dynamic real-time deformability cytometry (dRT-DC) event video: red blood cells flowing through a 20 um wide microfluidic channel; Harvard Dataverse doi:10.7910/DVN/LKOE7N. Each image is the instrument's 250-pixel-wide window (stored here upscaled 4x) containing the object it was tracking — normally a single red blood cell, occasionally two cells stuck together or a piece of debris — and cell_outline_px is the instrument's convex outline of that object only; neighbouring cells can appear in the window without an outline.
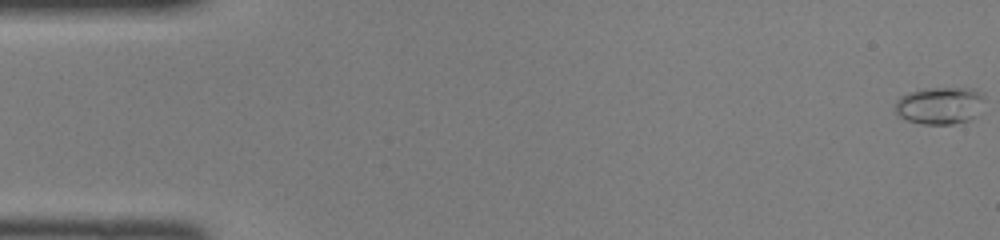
{"species": "common noctule bat (a hibernating species)", "species_latin": "Nyctalus noctula", "temperature_condition": "room temperature", "stored_images_in_passage": 47, "camera_frame_rate_fps": 3000, "um_per_image_px": 0.085, "animal": {"sex": "female", "body_mass_g": 22.0, "forearm_length_mm": 56.7}, "frame": {"image": 1, "passage_image": 1, "time_ms": 0.0, "image_size_px": [1000, 240], "cell_outline_px": [[984, 112], [968, 120], [952, 124], [920, 124], [908, 120], [900, 116], [896, 112], [896, 100], [900, 96], [908, 92], [920, 88], [976, 88], [984, 92]], "centroid_in_image_um": [79.96, 8.95], "position_along_channel_um": 5.0, "area_um2": 20.0}}
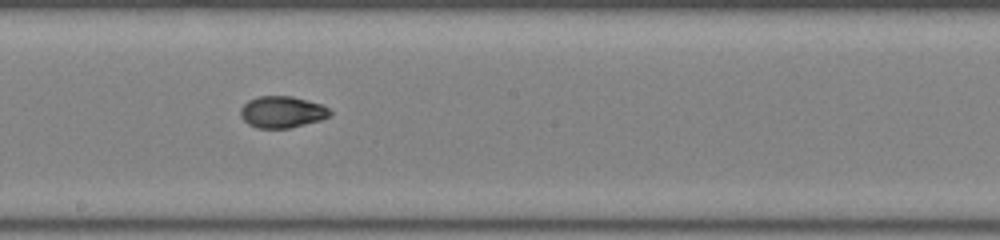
{"frame": {"image": 2, "passage_image": 26, "time_ms": 8.333, "image_size_px": [1000, 240], "cell_outline_px": [[332, 116], [320, 120], [288, 128], [256, 128], [248, 124], [240, 116], [240, 108], [248, 100], [256, 96], [292, 96], [320, 104], [328, 108], [332, 112]], "centroid_in_image_um": [23.96, 9.51], "position_along_channel_um": 224.2, "area_um2": 16.53}}
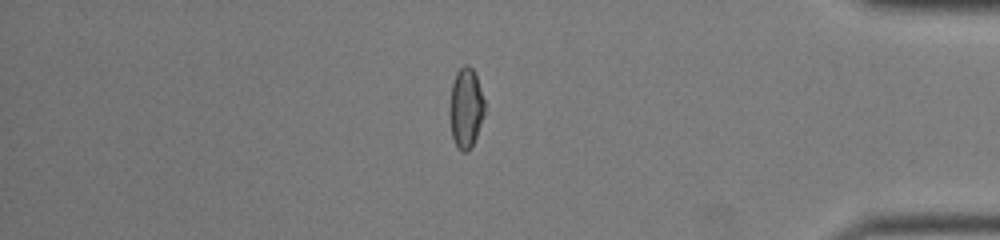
{"frame": {"image": 3, "passage_image": 40, "time_ms": 13.0, "image_size_px": [1000, 240], "cell_outline_px": [[484, 112], [472, 148], [468, 152], [464, 152], [456, 148], [452, 136], [448, 112], [452, 84], [456, 72], [464, 64], [468, 64], [472, 68], [476, 76], [484, 100]], "centroid_in_image_um": [39.57, 9.2], "position_along_channel_um": 395.6, "area_um2": 16.42}}